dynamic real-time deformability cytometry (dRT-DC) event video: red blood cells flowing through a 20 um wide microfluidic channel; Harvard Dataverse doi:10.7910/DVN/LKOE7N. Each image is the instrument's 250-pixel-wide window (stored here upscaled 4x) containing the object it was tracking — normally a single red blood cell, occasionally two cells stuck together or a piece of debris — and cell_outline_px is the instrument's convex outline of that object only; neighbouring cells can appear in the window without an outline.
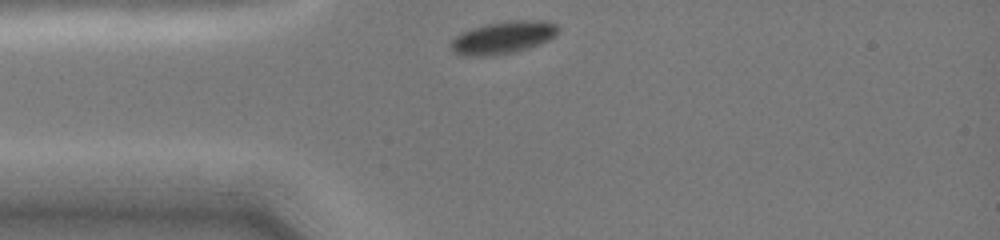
{"species": "common noctule bat (a hibernating species)", "species_latin": "Nyctalus noctula", "temperature_condition": "cold", "stored_images_in_passage": 3, "camera_frame_rate_fps": 3000, "um_per_image_px": 0.085, "animal": {"sex": "female", "body_mass_g": 19.0, "forearm_length_mm": 51.5}, "frame": {"image": 1, "passage_image": 1, "time_ms": 0.0, "image_size_px": [1000, 240], "cell_outline_px": [[560, 32], [556, 36], [540, 44], [528, 48], [512, 52], [484, 56], [460, 56], [452, 52], [452, 40], [460, 32], [484, 24], [508, 20], [544, 20], [556, 24], [560, 28]], "centroid_in_image_um": [42.78, 3.17], "position_along_channel_um": 42.2, "area_um2": 20.52}}